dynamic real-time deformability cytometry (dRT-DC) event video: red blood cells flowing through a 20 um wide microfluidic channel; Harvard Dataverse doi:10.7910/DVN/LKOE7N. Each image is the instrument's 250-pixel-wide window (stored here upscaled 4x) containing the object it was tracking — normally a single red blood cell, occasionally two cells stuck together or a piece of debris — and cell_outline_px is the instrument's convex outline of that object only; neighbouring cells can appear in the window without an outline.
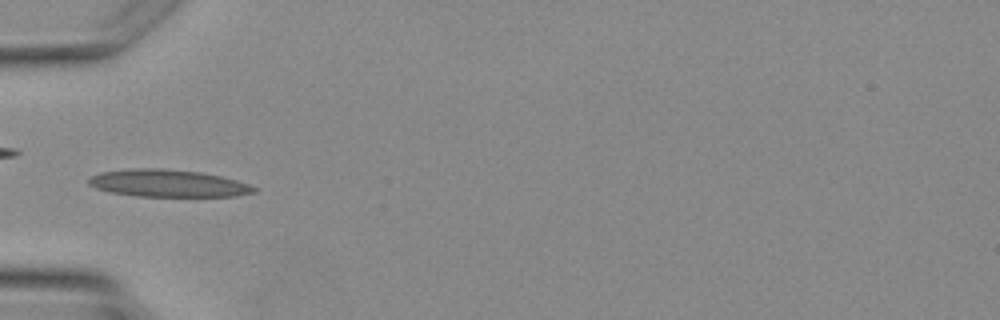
{"species": "Egyptian fruit bat (a non-hibernating species)", "species_latin": "Rousettus aegyptiacus", "temperature_condition": "warm", "stored_images_in_passage": 2, "camera_frame_rate_fps": 3000, "um_per_image_px": 0.085, "animal": {"sex": "female"}, "frame": {"image": 1, "passage_image": 2, "time_ms": 1.333, "image_size_px": [1000, 320], "cell_outline_px": [[256, 192], [236, 196], [136, 196], [108, 192], [96, 188], [88, 184], [88, 180], [92, 176], [100, 172], [132, 168], [164, 168], [200, 172], [220, 176], [236, 180], [248, 184], [256, 188]], "centroid_in_image_um": [14.25, 15.58], "position_along_channel_um": 70.8, "area_um2": 26.3}}